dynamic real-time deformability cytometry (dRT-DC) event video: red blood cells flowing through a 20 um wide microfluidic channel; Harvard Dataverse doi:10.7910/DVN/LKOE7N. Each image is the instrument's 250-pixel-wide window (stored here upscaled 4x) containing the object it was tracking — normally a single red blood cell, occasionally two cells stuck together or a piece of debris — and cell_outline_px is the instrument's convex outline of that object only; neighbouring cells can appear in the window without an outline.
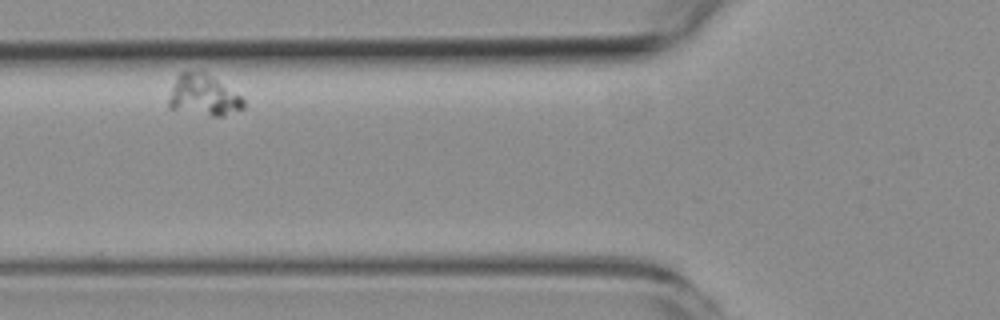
{"species": "common noctule bat (a hibernating species)", "species_latin": "Nyctalus noctula", "temperature_condition": "room temperature", "stored_images_in_passage": 5, "camera_frame_rate_fps": 3000, "um_per_image_px": 0.085, "animal": {"sex": "female", "body_mass_g": 19.3, "forearm_length_mm": 54.1}, "frame": {"image": 1, "passage_image": 3, "time_ms": 2.0, "image_size_px": [1000, 320], "cell_outline_px": [[244, 108], [224, 116], [212, 116], [168, 108], [168, 100], [176, 76], [180, 72], [204, 72], [212, 76], [240, 96], [244, 100]], "centroid_in_image_um": [17.28, 8.11], "position_along_channel_um": 108.5, "area_um2": 17.63}}
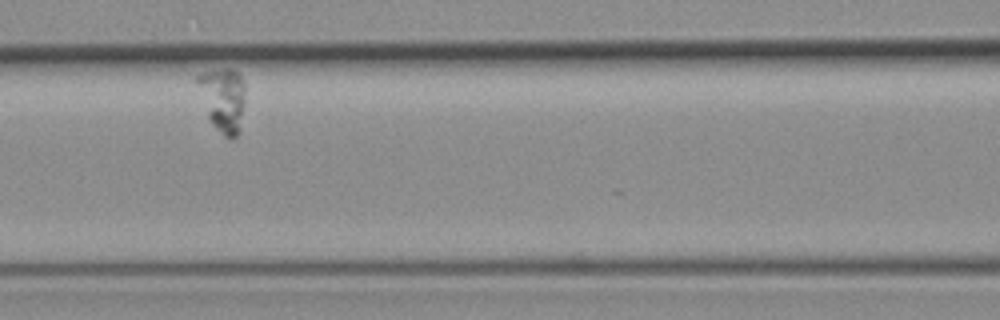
{"frame": {"image": 2, "passage_image": 4, "time_ms": 3.333, "image_size_px": [1000, 320], "cell_outline_px": [[244, 100], [240, 132], [232, 140], [224, 136], [216, 128], [208, 116], [196, 80], [196, 76], [200, 72], [224, 68], [232, 68], [244, 80]], "centroid_in_image_um": [18.96, 8.43], "position_along_channel_um": 147.6, "area_um2": 17.74}}